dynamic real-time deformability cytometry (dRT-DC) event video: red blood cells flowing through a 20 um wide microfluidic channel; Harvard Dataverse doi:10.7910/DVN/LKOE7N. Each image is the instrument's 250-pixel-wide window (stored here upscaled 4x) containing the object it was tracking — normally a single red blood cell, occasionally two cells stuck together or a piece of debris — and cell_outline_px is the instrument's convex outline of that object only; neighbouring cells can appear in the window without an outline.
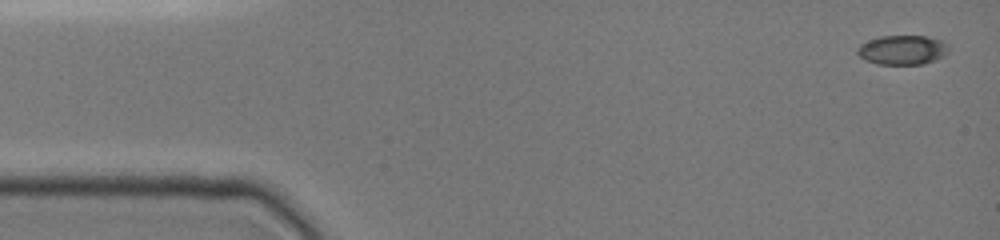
{"species": "common noctule bat (a hibernating species)", "species_latin": "Nyctalus noctula", "temperature_condition": "cold", "stored_images_in_passage": 7, "camera_frame_rate_fps": 3000, "um_per_image_px": 0.085, "animal": {"sex": "female", "body_mass_g": 19.0, "forearm_length_mm": 51.5}, "frame": {"image": 1, "passage_image": 1, "time_ms": 0.0, "image_size_px": [1000, 240], "cell_outline_px": [[948, 52], [944, 56], [936, 60], [924, 64], [876, 64], [864, 60], [856, 52], [856, 48], [860, 44], [868, 40], [880, 36], [928, 36], [944, 40], [948, 44]], "centroid_in_image_um": [76.72, 4.24], "position_along_channel_um": 8.3, "area_um2": 15.95}}
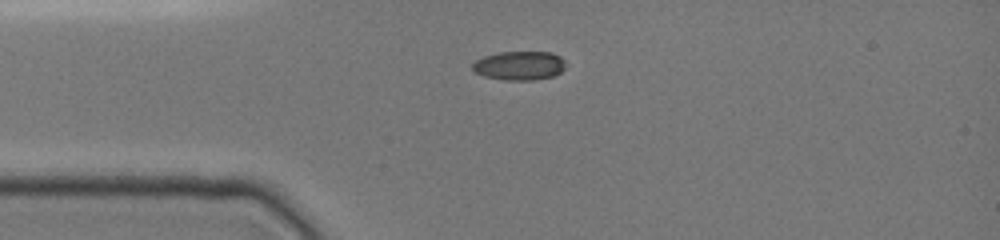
{"frame": {"image": 2, "passage_image": 4, "time_ms": 3.333, "image_size_px": [1000, 240], "cell_outline_px": [[564, 68], [560, 72], [552, 76], [532, 80], [504, 80], [484, 76], [472, 72], [472, 64], [476, 60], [484, 56], [500, 52], [552, 52], [560, 56], [564, 60]], "centroid_in_image_um": [44.11, 5.57], "position_along_channel_um": 40.9, "area_um2": 15.72}}
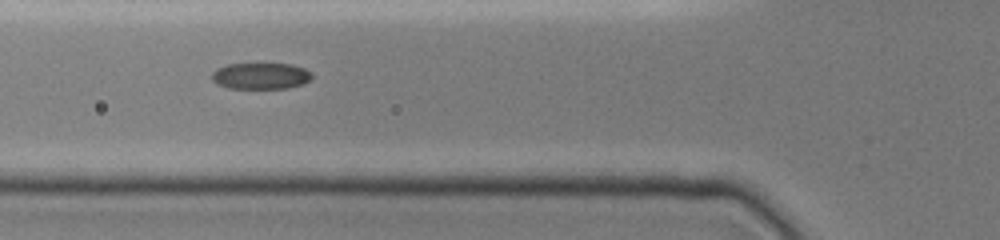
{"frame": {"image": 3, "passage_image": 6, "time_ms": 5.333, "image_size_px": [1000, 240], "cell_outline_px": [[312, 80], [288, 88], [228, 88], [216, 84], [212, 80], [212, 72], [216, 68], [228, 64], [292, 64], [304, 68], [312, 72]], "centroid_in_image_um": [22.16, 6.45], "position_along_channel_um": 103.6, "area_um2": 15.43}}